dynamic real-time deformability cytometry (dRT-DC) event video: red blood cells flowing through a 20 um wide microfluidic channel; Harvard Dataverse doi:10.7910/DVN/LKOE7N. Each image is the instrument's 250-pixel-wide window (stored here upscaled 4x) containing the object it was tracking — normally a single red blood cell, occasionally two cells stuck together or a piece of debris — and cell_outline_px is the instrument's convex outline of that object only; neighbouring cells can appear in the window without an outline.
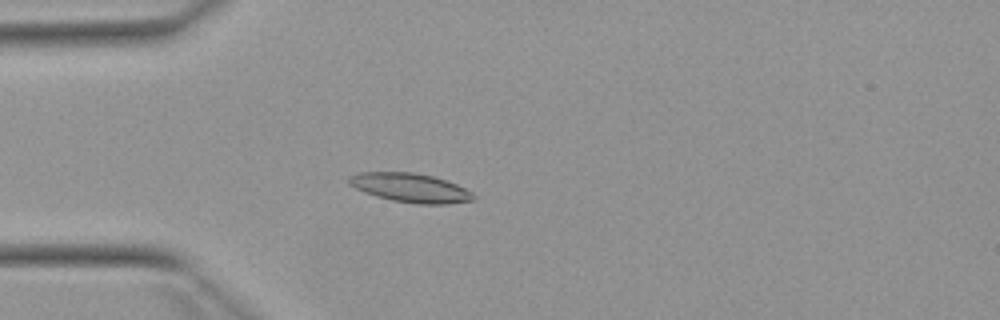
{"species": "Egyptian fruit bat (a non-hibernating species)", "species_latin": "Rousettus aegyptiacus", "temperature_condition": "warm", "stored_images_in_passage": 53, "camera_frame_rate_fps": 3000, "um_per_image_px": 0.085, "animal": {"sex": "female"}, "frame": {"image": 1, "passage_image": 15, "time_ms": 4.667, "image_size_px": [1000, 320], "cell_outline_px": [[476, 200], [448, 204], [416, 204], [392, 200], [376, 196], [364, 192], [348, 184], [348, 176], [360, 172], [412, 172], [432, 176], [456, 184], [472, 192], [476, 196]], "centroid_in_image_um": [34.88, 15.97], "position_along_channel_um": 50.1, "area_um2": 21.1}}
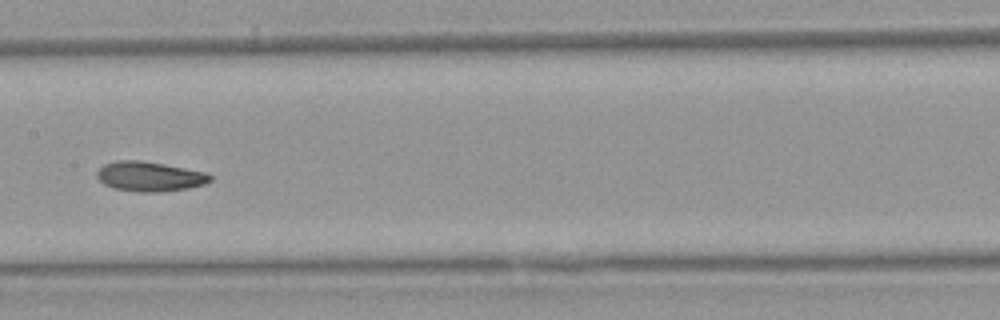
{"frame": {"image": 2, "passage_image": 27, "time_ms": 8.667, "image_size_px": [1000, 320], "cell_outline_px": [[212, 180], [204, 184], [188, 188], [160, 192], [136, 192], [116, 188], [104, 184], [96, 176], [96, 172], [104, 164], [116, 160], [140, 160], [164, 164], [204, 172], [212, 176]], "centroid_in_image_um": [12.7, 15.0], "position_along_channel_um": 194.7, "area_um2": 19.54}}
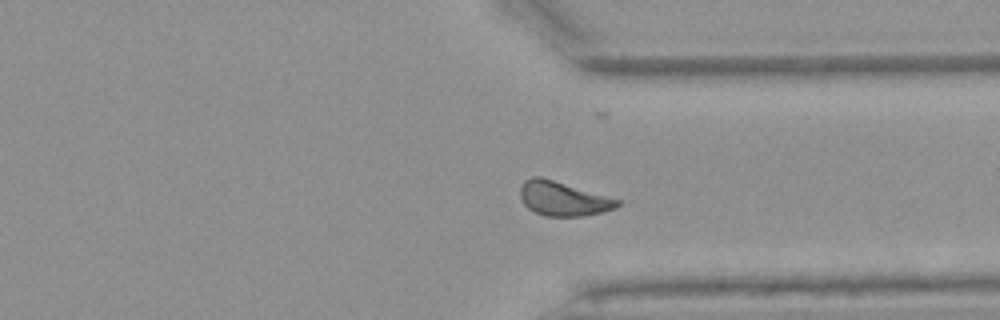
{"frame": {"image": 3, "passage_image": 40, "time_ms": 13.0, "image_size_px": [1000, 320], "cell_outline_px": [[620, 204], [616, 208], [584, 216], [544, 216], [528, 208], [524, 204], [520, 196], [520, 188], [524, 180], [532, 176], [540, 176], [608, 196], [620, 200]], "centroid_in_image_um": [47.84, 16.88], "position_along_channel_um": 363.6, "area_um2": 19.31}, "authors_computed_cell_mechanics": {"area_um2": 19.4786, "velocity_mm_per_s": 3.8972, "shape_relaxation_time_tau1_ms": 4.2691, "shape_relaxation_time_tau2_ms": 4.8463, "deformation_change_tau1": 0.1437, "deformation_change_tau2": 0.1234}}